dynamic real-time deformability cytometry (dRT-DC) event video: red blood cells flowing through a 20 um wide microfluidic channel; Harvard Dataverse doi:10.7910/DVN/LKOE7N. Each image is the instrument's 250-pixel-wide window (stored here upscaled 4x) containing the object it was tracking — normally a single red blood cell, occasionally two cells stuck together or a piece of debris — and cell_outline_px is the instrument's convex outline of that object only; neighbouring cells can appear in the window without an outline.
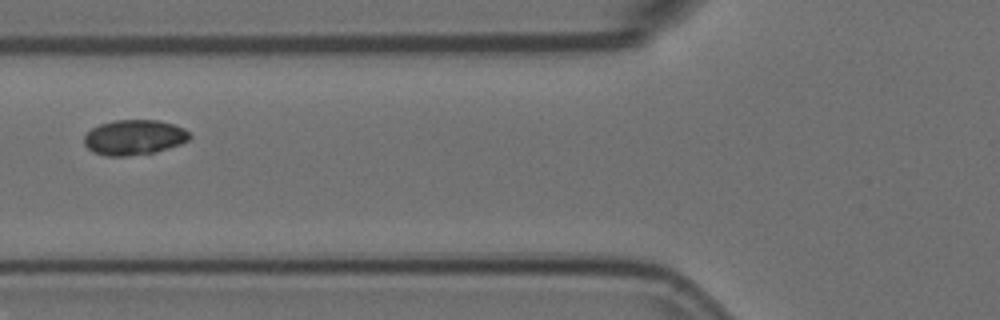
{"species": "Egyptian fruit bat (a non-hibernating species)", "species_latin": "Rousettus aegyptiacus", "temperature_condition": "room temperature", "stored_images_in_passage": 8, "camera_frame_rate_fps": 3000, "um_per_image_px": 0.085, "animal": {"sex": "female"}, "frame": {"image": 1, "passage_image": 6, "time_ms": 1.667, "image_size_px": [1000, 320], "cell_outline_px": [[192, 136], [188, 140], [180, 144], [156, 152], [128, 156], [104, 156], [92, 152], [84, 144], [84, 136], [92, 128], [100, 124], [112, 120], [160, 120], [184, 128]], "centroid_in_image_um": [11.39, 11.68], "position_along_channel_um": 114.4, "area_um2": 21.73}}
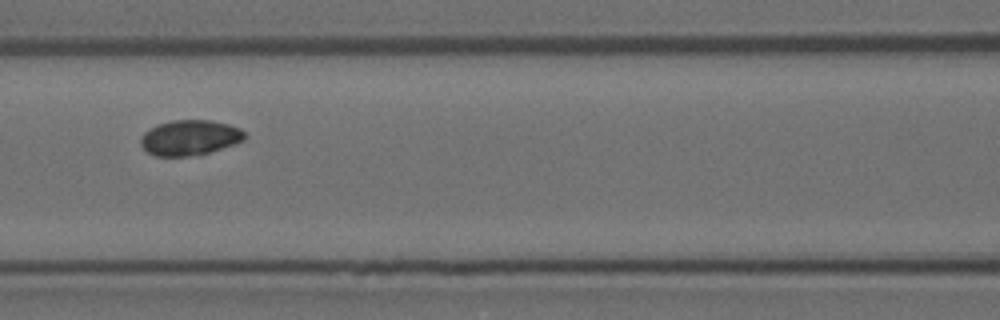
{"frame": {"image": 2, "passage_image": 7, "time_ms": 2.0, "image_size_px": [1000, 320], "cell_outline_px": [[244, 140], [208, 152], [188, 156], [156, 156], [148, 152], [140, 144], [140, 136], [144, 132], [160, 124], [172, 120], [212, 120], [228, 124], [240, 128], [244, 132]], "centroid_in_image_um": [16.1, 11.69], "position_along_channel_um": 150.5, "area_um2": 21.04}}
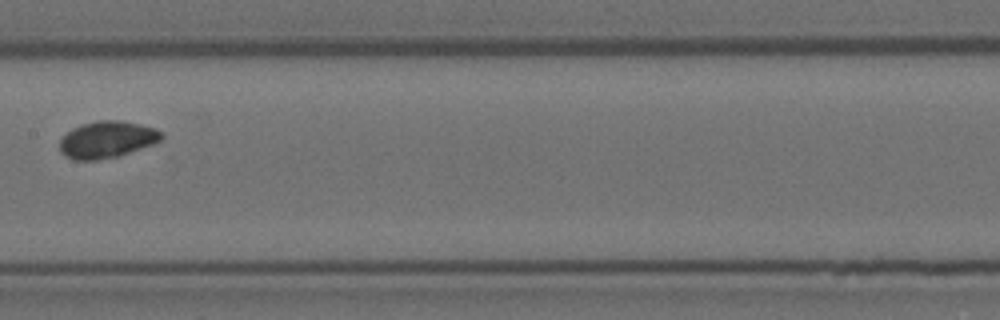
{"frame": {"image": 3, "passage_image": 8, "time_ms": 2.333, "image_size_px": [1000, 320], "cell_outline_px": [[164, 136], [160, 140], [152, 144], [116, 156], [96, 160], [72, 160], [64, 156], [60, 152], [60, 140], [72, 128], [80, 124], [96, 120], [120, 120], [140, 124], [156, 128]], "centroid_in_image_um": [9.05, 11.85], "position_along_channel_um": 198.3, "area_um2": 21.73}}